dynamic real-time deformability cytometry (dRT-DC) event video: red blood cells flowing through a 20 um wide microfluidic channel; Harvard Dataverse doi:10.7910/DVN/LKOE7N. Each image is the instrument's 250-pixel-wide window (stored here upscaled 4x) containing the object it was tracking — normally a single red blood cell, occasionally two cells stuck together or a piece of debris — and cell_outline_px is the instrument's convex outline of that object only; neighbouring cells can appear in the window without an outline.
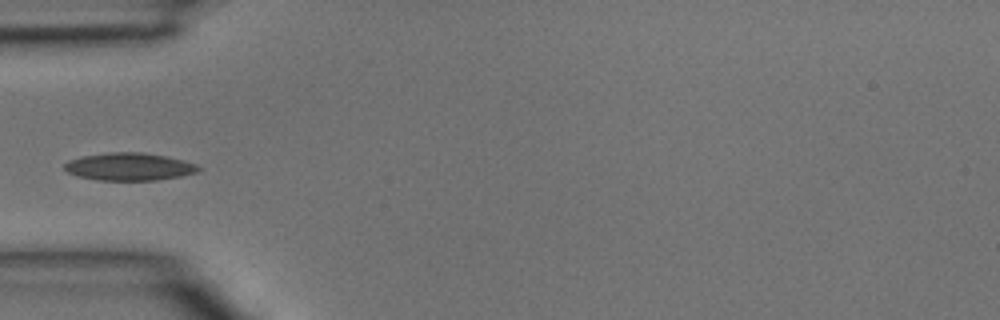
{"species": "common noctule bat (a hibernating species)", "species_latin": "Nyctalus noctula", "temperature_condition": "room temperature", "stored_images_in_passage": 3, "camera_frame_rate_fps": 3000, "um_per_image_px": 0.085, "animal": {"sex": "male", "body_mass_g": 15.6}, "frame": {"image": 1, "passage_image": 3, "time_ms": 0.667, "image_size_px": [1000, 320], "cell_outline_px": [[200, 168], [196, 172], [180, 176], [156, 180], [96, 180], [80, 176], [68, 172], [64, 168], [64, 164], [68, 160], [80, 156], [108, 152], [140, 152], [164, 156], [184, 160], [196, 164]], "centroid_in_image_um": [10.95, 14.16], "position_along_channel_um": 74.1, "area_um2": 21.44}}